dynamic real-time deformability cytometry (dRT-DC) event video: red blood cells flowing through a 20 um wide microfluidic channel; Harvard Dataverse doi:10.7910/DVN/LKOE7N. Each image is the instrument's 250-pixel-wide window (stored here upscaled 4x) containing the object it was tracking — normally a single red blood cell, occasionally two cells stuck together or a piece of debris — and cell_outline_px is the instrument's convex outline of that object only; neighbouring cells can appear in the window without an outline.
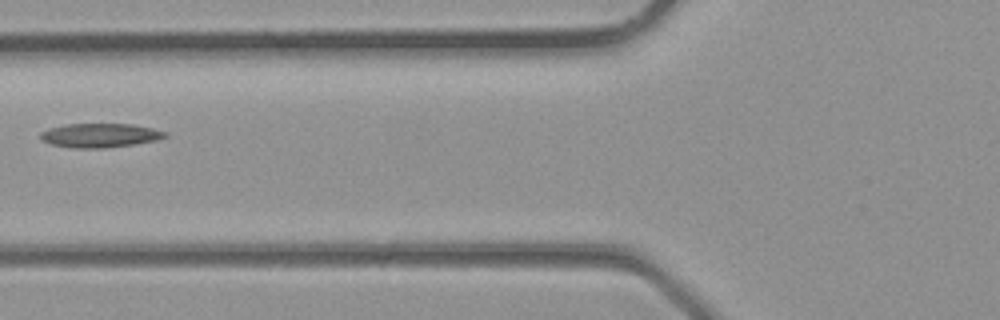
{"species": "common noctule bat (a hibernating species)", "species_latin": "Nyctalus noctula", "temperature_condition": "room temperature", "stored_images_in_passage": 3, "camera_frame_rate_fps": 3000, "um_per_image_px": 0.085, "animal": {"sex": "male", "body_mass_g": 23.1, "forearm_length_mm": 52.7}, "frame": {"image": 1, "passage_image": 3, "time_ms": 0.667, "image_size_px": [1000, 320], "cell_outline_px": [[168, 136], [156, 140], [132, 144], [104, 148], [72, 148], [52, 144], [40, 140], [40, 132], [52, 128], [68, 124], [132, 124], [152, 128], [168, 132]], "centroid_in_image_um": [8.51, 11.51], "position_along_channel_um": 117.3, "area_um2": 17.34}}